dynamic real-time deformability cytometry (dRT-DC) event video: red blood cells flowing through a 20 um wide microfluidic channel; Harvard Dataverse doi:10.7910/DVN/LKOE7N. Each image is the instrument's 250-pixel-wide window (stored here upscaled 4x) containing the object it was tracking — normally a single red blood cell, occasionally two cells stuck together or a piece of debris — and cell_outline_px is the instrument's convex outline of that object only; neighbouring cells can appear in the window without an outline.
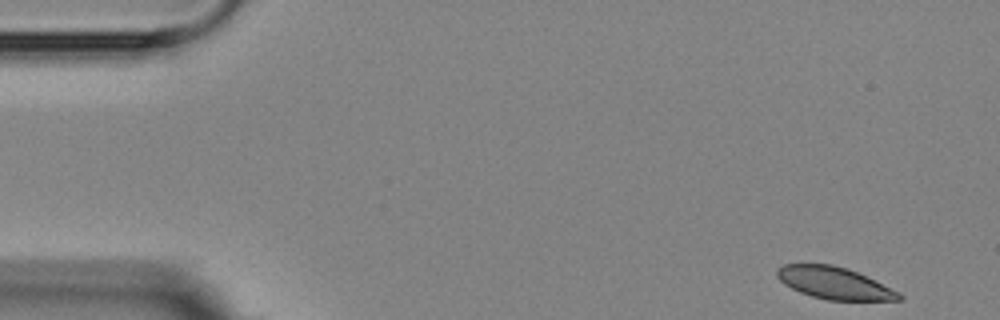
{"species": "Egyptian fruit bat (a non-hibernating species)", "species_latin": "Rousettus aegyptiacus", "temperature_condition": "room temperature", "stored_images_in_passage": 6, "segment_of_instrument_passage": [2, 2], "camera_frame_rate_fps": 3000, "um_per_image_px": 0.085, "animal": {"sex": "female"}, "frame": {"image": 1, "passage_image": 6, "time_ms": 5.667, "image_size_px": [1000, 320], "cell_outline_px": [[904, 300], [828, 300], [812, 296], [800, 292], [784, 284], [776, 276], [776, 268], [784, 264], [832, 264], [848, 268], [900, 292], [904, 296]], "centroid_in_image_um": [70.91, 24.05], "position_along_channel_um": 14.1, "area_um2": 22.77}}